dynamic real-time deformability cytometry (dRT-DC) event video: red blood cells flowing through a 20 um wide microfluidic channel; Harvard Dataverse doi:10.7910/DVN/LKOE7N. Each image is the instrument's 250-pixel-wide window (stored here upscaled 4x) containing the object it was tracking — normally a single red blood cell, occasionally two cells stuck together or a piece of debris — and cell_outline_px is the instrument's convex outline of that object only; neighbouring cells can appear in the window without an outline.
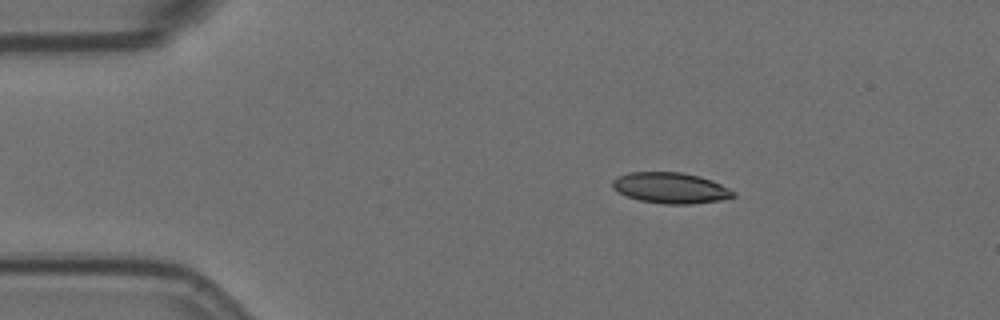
{"species": "Egyptian fruit bat (a non-hibernating species)", "species_latin": "Rousettus aegyptiacus", "temperature_condition": "room temperature", "stored_images_in_passage": 49, "camera_frame_rate_fps": 3000, "um_per_image_px": 0.085, "animal": {"sex": "female"}, "frame": {"image": 1, "passage_image": 1, "time_ms": 0.0, "image_size_px": [1000, 320], "cell_outline_px": [[736, 196], [720, 200], [692, 204], [664, 204], [640, 200], [628, 196], [612, 188], [612, 180], [628, 172], [680, 172], [700, 176], [712, 180], [736, 192]], "centroid_in_image_um": [57.02, 15.97], "position_along_channel_um": 28.0, "area_um2": 21.62}}
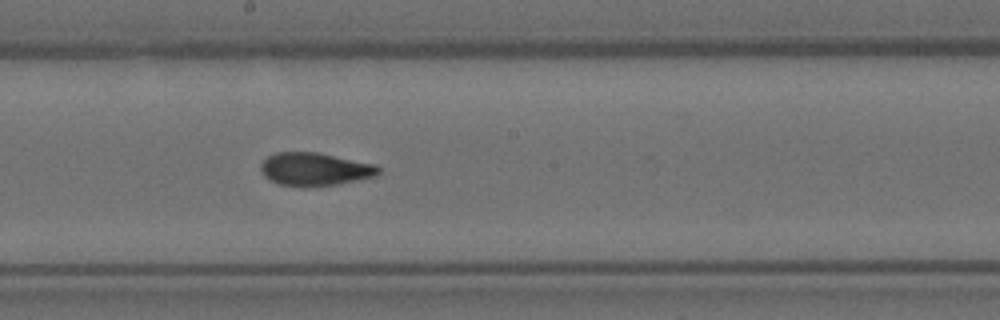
{"frame": {"image": 2, "passage_image": 22, "time_ms": 7.0, "image_size_px": [1000, 320], "cell_outline_px": [[380, 172], [376, 176], [340, 184], [304, 188], [280, 184], [264, 176], [260, 168], [260, 164], [268, 156], [276, 152], [316, 152], [376, 164], [380, 168]], "centroid_in_image_um": [26.77, 14.39], "position_along_channel_um": 221.4, "area_um2": 22.89}}
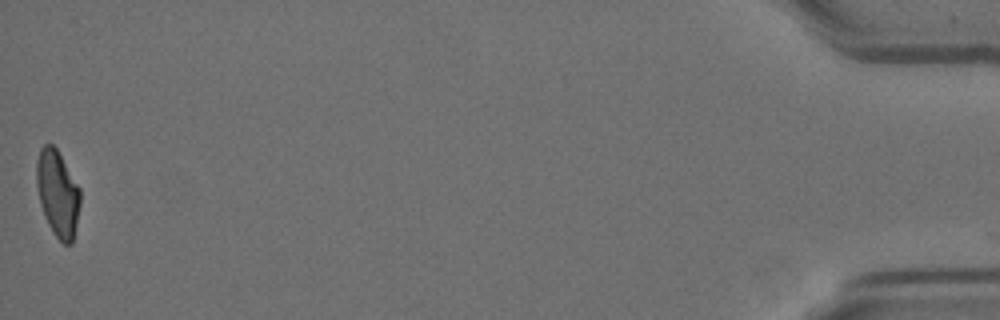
{"frame": {"image": 3, "passage_image": 48, "time_ms": 15.667, "image_size_px": [1000, 320], "cell_outline_px": [[80, 204], [72, 244], [64, 244], [52, 232], [44, 216], [40, 204], [36, 184], [36, 160], [40, 148], [44, 144], [52, 144], [56, 148], [80, 188]], "centroid_in_image_um": [4.88, 16.43], "position_along_channel_um": 430.3, "area_um2": 21.96}}